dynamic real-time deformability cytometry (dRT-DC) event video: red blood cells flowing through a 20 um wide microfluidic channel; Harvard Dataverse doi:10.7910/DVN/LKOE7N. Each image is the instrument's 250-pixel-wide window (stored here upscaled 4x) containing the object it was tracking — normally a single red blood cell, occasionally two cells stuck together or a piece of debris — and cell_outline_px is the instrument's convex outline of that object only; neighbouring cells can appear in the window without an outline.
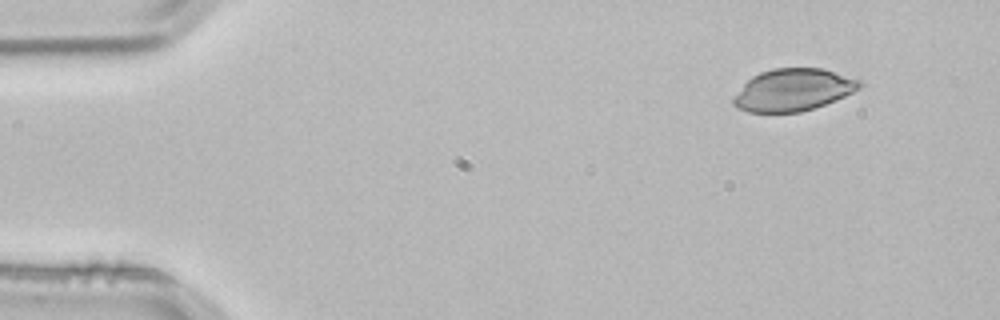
{"species": "common noctule bat (a hibernating species)", "species_latin": "Nyctalus noctula", "temperature_condition": "room temperature", "stored_images_in_passage": 4, "camera_frame_rate_fps": 3000, "um_per_image_px": 0.085, "animal": {"sex": "male", "body_mass_g": 21.5, "forearm_length_mm": 52.0}, "frame": {"image": 1, "passage_image": 1, "time_ms": 0.0, "image_size_px": [1000, 320], "cell_outline_px": [[864, 84], [860, 88], [836, 100], [800, 112], [748, 112], [736, 108], [732, 104], [732, 100], [744, 84], [752, 76], [760, 72], [772, 68], [824, 68], [860, 80]], "centroid_in_image_um": [67.42, 7.63], "position_along_channel_um": 17.6, "area_um2": 30.92}}